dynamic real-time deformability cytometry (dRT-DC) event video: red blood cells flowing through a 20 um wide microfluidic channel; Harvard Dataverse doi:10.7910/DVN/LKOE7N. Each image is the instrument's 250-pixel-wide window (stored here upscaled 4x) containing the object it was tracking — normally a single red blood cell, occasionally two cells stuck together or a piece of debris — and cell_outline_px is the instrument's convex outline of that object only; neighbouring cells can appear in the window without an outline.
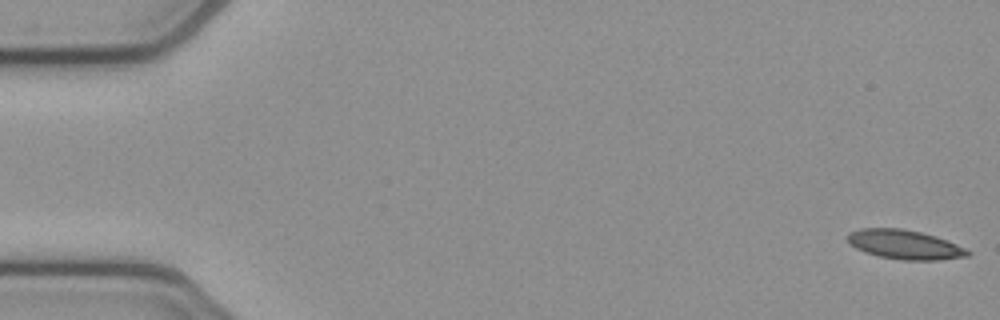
{"species": "common noctule bat (a hibernating species)", "species_latin": "Nyctalus noctula", "temperature_condition": "cold", "stored_images_in_passage": 53, "camera_frame_rate_fps": 3000, "um_per_image_px": 0.085, "animal": {"sex": "female", "body_mass_g": 21.9}, "frame": {"image": 1, "passage_image": 1, "time_ms": 0.0, "image_size_px": [1000, 320], "cell_outline_px": [[972, 252], [968, 256], [940, 260], [900, 260], [880, 256], [864, 252], [848, 244], [848, 232], [860, 228], [900, 228], [920, 232], [936, 236], [956, 244]], "centroid_in_image_um": [76.87, 20.79], "position_along_channel_um": 8.1, "area_um2": 20.52}}
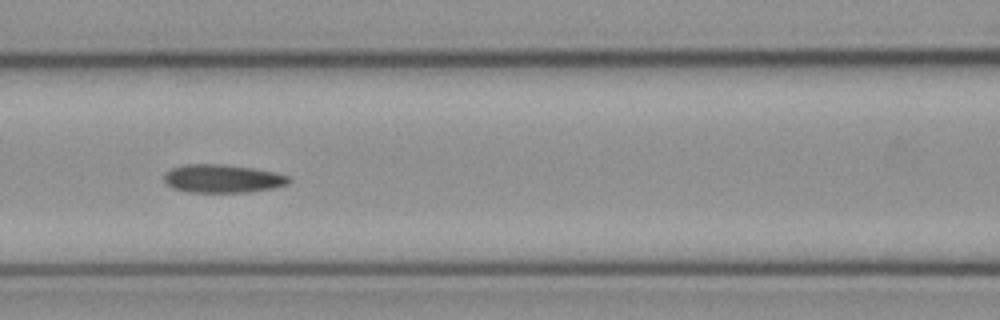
{"frame": {"image": 2, "passage_image": 23, "time_ms": 7.333, "image_size_px": [1000, 320], "cell_outline_px": [[292, 180], [288, 184], [272, 188], [248, 192], [188, 192], [172, 188], [164, 180], [164, 176], [172, 168], [184, 164], [224, 164], [252, 168], [272, 172], [288, 176]], "centroid_in_image_um": [18.91, 15.18], "position_along_channel_um": 147.7, "area_um2": 20.4}}
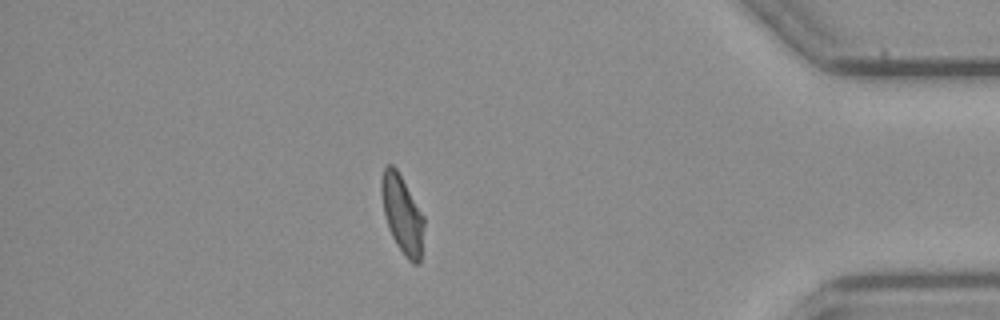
{"frame": {"image": 3, "passage_image": 46, "time_ms": 15.0, "image_size_px": [1000, 320], "cell_outline_px": [[424, 224], [420, 264], [412, 264], [404, 256], [396, 244], [388, 228], [384, 212], [380, 192], [380, 180], [384, 168], [388, 164], [392, 164], [396, 168], [424, 216]], "centroid_in_image_um": [34.18, 18.23], "position_along_channel_um": 401.0, "area_um2": 19.42}, "authors_computed_cell_mechanics": {"area_um2": 20.519, "velocity_mm_per_s": 3.8526, "shape_relaxation_time_tau1_ms": null, "shape_relaxation_time_tau2_ms": 5.211, "deformation_change_tau1": null, "deformation_change_tau2": 0.1208}}